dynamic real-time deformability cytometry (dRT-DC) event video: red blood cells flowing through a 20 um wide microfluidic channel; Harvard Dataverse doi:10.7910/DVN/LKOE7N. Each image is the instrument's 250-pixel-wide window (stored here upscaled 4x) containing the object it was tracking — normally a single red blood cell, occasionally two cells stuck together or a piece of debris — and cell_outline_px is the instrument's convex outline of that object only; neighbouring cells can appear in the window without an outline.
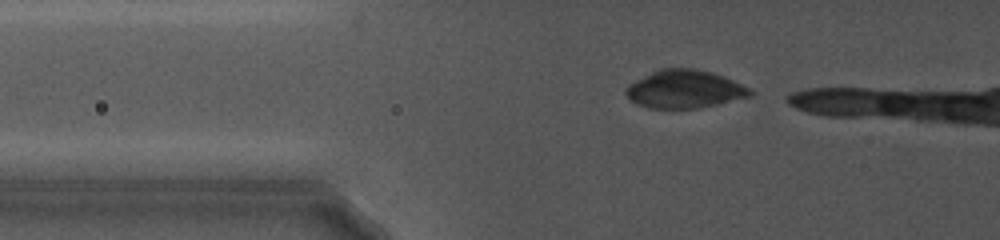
{"species": "common noctule bat (a hibernating species)", "species_latin": "Nyctalus noctula", "temperature_condition": "cold", "stored_images_in_passage": 5, "camera_frame_rate_fps": 5000, "um_per_image_px": 0.085, "animal": {"sex": "female", "body_mass_g": 19.0, "forearm_length_mm": 56.7}, "frame": {"image": 1, "passage_image": 2, "time_ms": 0.4, "image_size_px": [1000, 240], "cell_outline_px": [[756, 92], [752, 96], [700, 108], [648, 108], [636, 104], [624, 92], [624, 88], [628, 84], [660, 68], [692, 68], [712, 72], [724, 76]], "centroid_in_image_um": [58.19, 7.58], "position_along_channel_um": 67.6, "area_um2": 27.57}}